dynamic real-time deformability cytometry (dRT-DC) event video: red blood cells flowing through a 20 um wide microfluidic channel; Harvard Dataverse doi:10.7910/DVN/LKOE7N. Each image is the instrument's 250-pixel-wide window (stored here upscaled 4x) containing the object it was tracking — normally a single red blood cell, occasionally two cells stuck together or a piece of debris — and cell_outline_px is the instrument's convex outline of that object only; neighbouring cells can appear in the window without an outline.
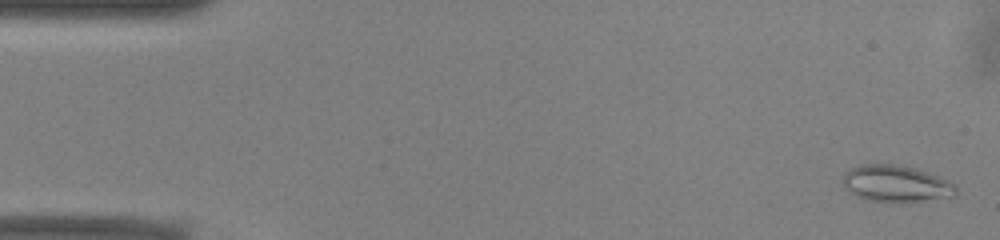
{"species": "common noctule bat (a hibernating species)", "species_latin": "Nyctalus noctula", "temperature_condition": "warm", "stored_images_in_passage": 52, "camera_frame_rate_fps": 3000, "um_per_image_px": 0.085, "animal": {"sex": "male", "body_mass_g": 13.0, "forearm_length_mm": 53.1}, "frame": {"image": 1, "passage_image": 2, "time_ms": 0.333, "image_size_px": [1000, 240], "cell_outline_px": [[956, 196], [920, 200], [872, 200], [856, 196], [844, 188], [840, 180], [844, 172], [848, 168], [860, 164], [892, 164], [912, 168], [948, 180], [956, 184]], "centroid_in_image_um": [76.08, 15.58], "position_along_channel_um": 8.9, "area_um2": 23.64}}
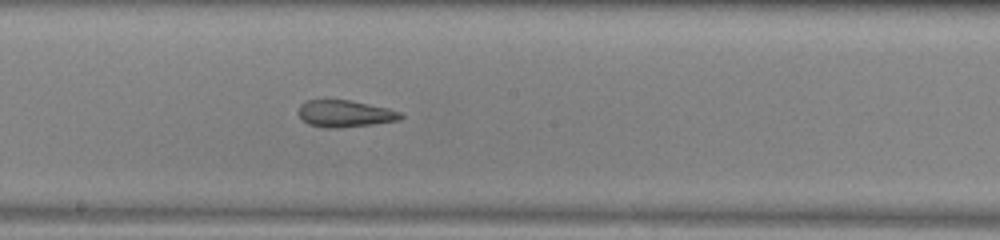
{"frame": {"image": 2, "passage_image": 28, "time_ms": 9.0, "image_size_px": [1000, 240], "cell_outline_px": [[404, 116], [400, 120], [372, 124], [336, 128], [324, 128], [308, 124], [296, 112], [300, 104], [304, 100], [352, 100], [388, 108], [404, 112]], "centroid_in_image_um": [29.33, 9.65], "position_along_channel_um": 218.9, "area_um2": 16.24}}
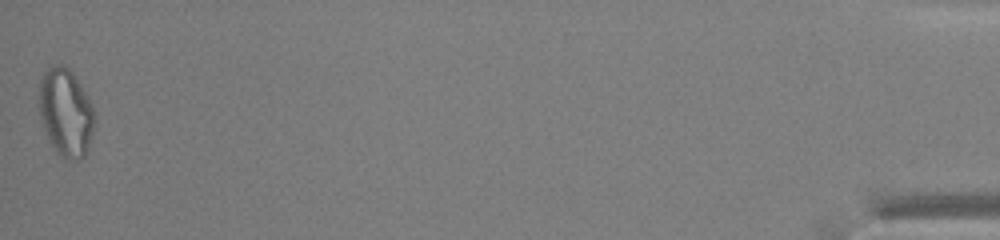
{"frame": {"image": 3, "passage_image": 52, "time_ms": 17.0, "image_size_px": [1000, 240], "cell_outline_px": [[96, 120], [88, 148], [84, 156], [80, 160], [68, 160], [60, 156], [56, 152], [48, 140], [40, 120], [40, 80], [44, 72], [52, 64], [64, 64], [72, 72], [88, 96], [92, 104]], "centroid_in_image_um": [5.6, 9.58], "position_along_channel_um": 429.6, "area_um2": 28.67}, "authors_computed_cell_mechanics": {"area_um2": 20.3456, "velocity_mm_per_s": 3.9273, "shape_relaxation_time_tau1_ms": null, "shape_relaxation_time_tau2_ms": 2.0741, "deformation_change_tau1": null, "deformation_change_tau2": 0.1059}}